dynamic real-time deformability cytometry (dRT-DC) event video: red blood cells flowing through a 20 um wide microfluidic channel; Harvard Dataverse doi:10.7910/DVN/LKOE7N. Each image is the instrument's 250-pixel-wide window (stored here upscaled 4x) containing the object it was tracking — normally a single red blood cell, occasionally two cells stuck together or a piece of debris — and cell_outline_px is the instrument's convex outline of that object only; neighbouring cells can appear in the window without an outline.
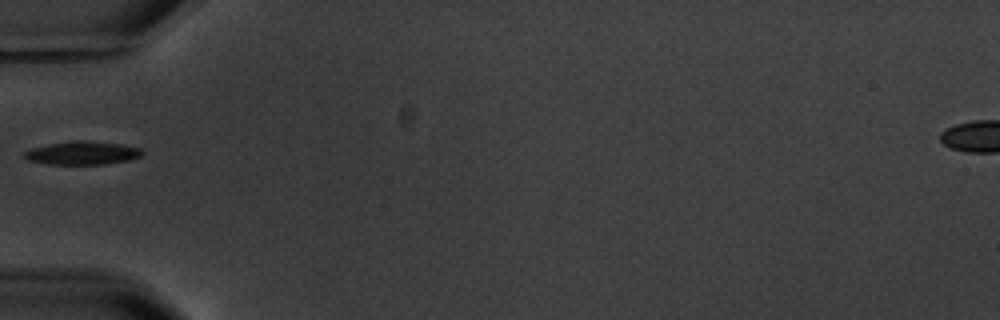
{"species": "common noctule bat (a hibernating species)", "species_latin": "Nyctalus noctula", "temperature_condition": "warm", "stored_images_in_passage": 1, "camera_frame_rate_fps": 3000, "um_per_image_px": 0.085, "animal": {"sex": "male", "body_mass_g": 20.1, "forearm_length_mm": 53.5}, "frame": {"image": 1, "passage_image": 1, "time_ms": 0.0, "image_size_px": [1000, 320], "cell_outline_px": [[144, 152], [140, 156], [128, 160], [104, 164], [48, 164], [28, 160], [24, 156], [24, 152], [32, 148], [52, 144], [76, 140], [88, 140], [120, 144], [140, 148]], "centroid_in_image_um": [7.02, 13.0], "position_along_channel_um": 78.0, "area_um2": 15.78}}